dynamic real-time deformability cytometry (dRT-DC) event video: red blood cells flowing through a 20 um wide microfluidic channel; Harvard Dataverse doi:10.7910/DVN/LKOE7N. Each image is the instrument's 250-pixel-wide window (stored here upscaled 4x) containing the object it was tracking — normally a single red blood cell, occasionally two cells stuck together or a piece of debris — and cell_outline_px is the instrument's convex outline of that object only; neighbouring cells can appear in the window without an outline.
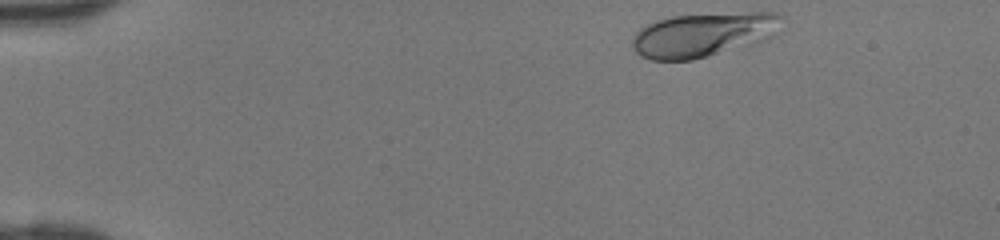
{"species": "human", "species_latin": "Homo sapiens", "temperature_condition": "room temperature", "stored_images_in_passage": 36, "camera_frame_rate_fps": 3000, "um_per_image_px": 0.085, "donor": {"sex": "female"}, "frame": {"image": 1, "passage_image": 1, "time_ms": 0.0, "image_size_px": [1000, 240], "cell_outline_px": [[784, 16], [776, 36], [768, 40], [748, 48], [692, 60], [652, 60], [640, 56], [632, 48], [632, 36], [644, 24], [656, 20], [672, 16], [752, 12], [772, 12]], "centroid_in_image_um": [59.84, 2.97], "position_along_channel_um": 25.2, "area_um2": 39.65}}
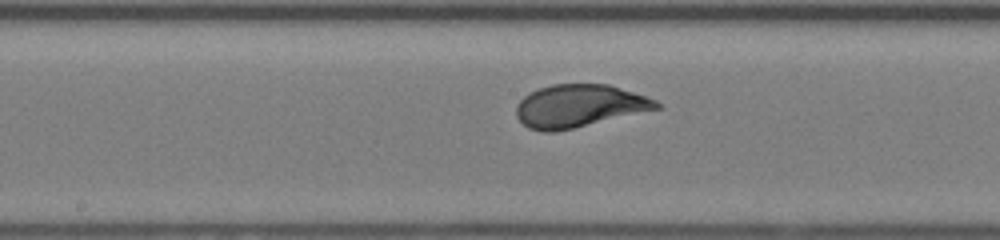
{"frame": {"image": 2, "passage_image": 19, "time_ms": 6.0, "image_size_px": [1000, 240], "cell_outline_px": [[664, 108], [556, 132], [544, 132], [528, 128], [516, 116], [516, 104], [528, 92], [552, 84], [608, 84], [656, 100]], "centroid_in_image_um": [49.22, 9.01], "position_along_channel_um": 199.0, "area_um2": 35.03}}
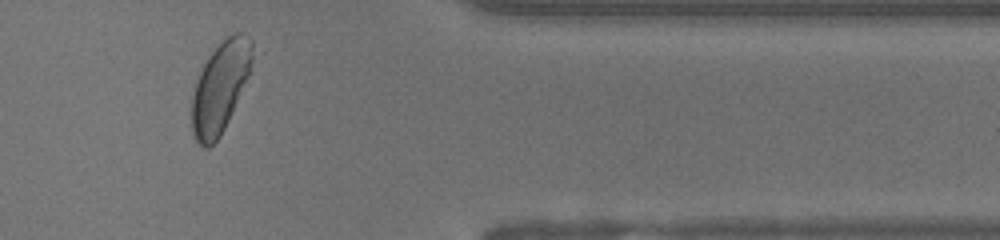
{"frame": {"image": 3, "passage_image": 33, "time_ms": 10.667, "image_size_px": [1000, 240], "cell_outline_px": [[264, 52], [220, 136], [208, 148], [204, 148], [196, 140], [192, 132], [192, 96], [196, 80], [208, 56], [232, 32], [240, 32], [252, 40]], "centroid_in_image_um": [18.89, 7.29], "position_along_channel_um": 392.5, "area_um2": 33.7}}